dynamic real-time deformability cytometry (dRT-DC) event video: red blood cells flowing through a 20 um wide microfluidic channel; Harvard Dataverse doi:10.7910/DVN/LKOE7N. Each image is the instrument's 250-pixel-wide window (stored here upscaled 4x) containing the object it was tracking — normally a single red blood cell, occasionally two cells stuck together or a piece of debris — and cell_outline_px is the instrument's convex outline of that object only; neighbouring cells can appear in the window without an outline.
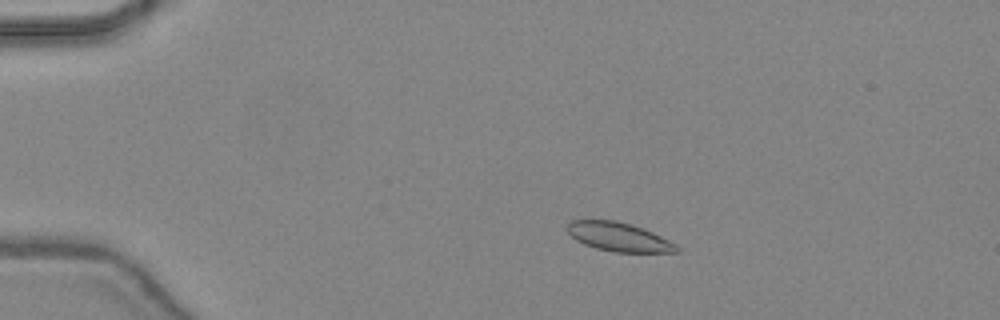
{"species": "common noctule bat (a hibernating species)", "species_latin": "Nyctalus noctula", "temperature_condition": "warm", "stored_images_in_passage": 46, "camera_frame_rate_fps": 3000, "um_per_image_px": 0.085, "animal": {"sex": "female", "body_mass_g": 24.6, "forearm_length_mm": 56.2}, "frame": {"image": 1, "passage_image": 9, "time_ms": 2.667, "image_size_px": [1000, 320], "cell_outline_px": [[680, 252], [612, 252], [596, 248], [584, 244], [576, 240], [568, 232], [568, 224], [572, 220], [616, 220], [632, 224], [652, 232], [676, 244], [680, 248]], "centroid_in_image_um": [52.61, 20.14], "position_along_channel_um": 32.4, "area_um2": 18.32}}
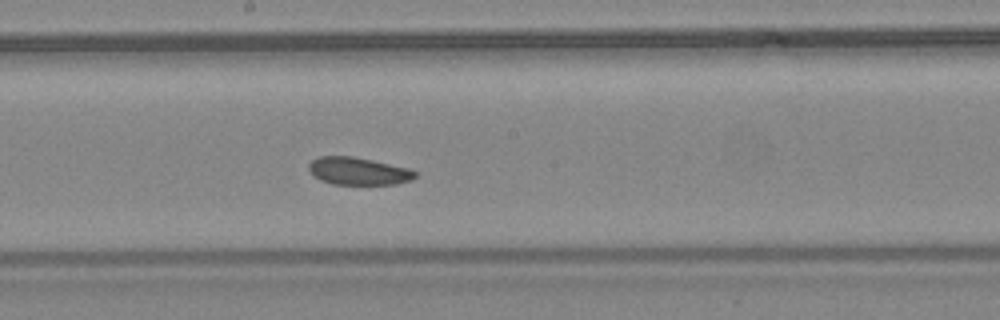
{"frame": {"image": 2, "passage_image": 26, "time_ms": 8.333, "image_size_px": [1000, 320], "cell_outline_px": [[416, 176], [412, 180], [396, 184], [332, 184], [320, 180], [308, 168], [308, 164], [312, 160], [320, 156], [352, 156], [372, 160], [408, 168], [416, 172]], "centroid_in_image_um": [30.46, 14.54], "position_along_channel_um": 217.7, "area_um2": 16.94}}
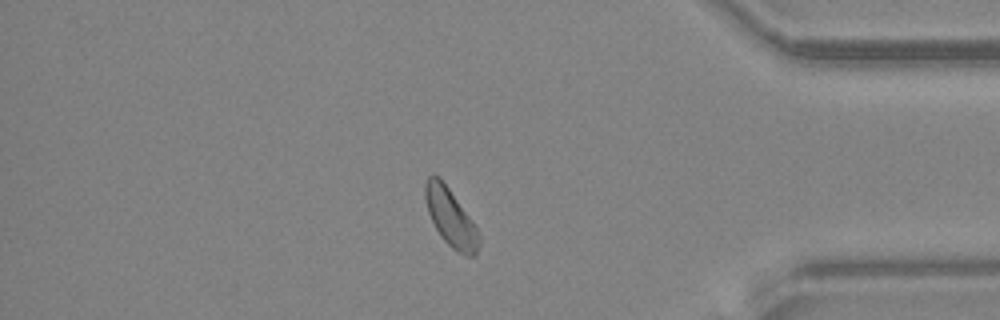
{"frame": {"image": 3, "passage_image": 40, "time_ms": 13.0, "image_size_px": [1000, 320], "cell_outline_px": [[480, 244], [476, 256], [464, 256], [456, 252], [440, 236], [428, 212], [424, 196], [424, 184], [428, 176], [440, 176], [472, 220], [480, 232]], "centroid_in_image_um": [38.33, 18.52], "position_along_channel_um": 396.9, "area_um2": 18.32}}